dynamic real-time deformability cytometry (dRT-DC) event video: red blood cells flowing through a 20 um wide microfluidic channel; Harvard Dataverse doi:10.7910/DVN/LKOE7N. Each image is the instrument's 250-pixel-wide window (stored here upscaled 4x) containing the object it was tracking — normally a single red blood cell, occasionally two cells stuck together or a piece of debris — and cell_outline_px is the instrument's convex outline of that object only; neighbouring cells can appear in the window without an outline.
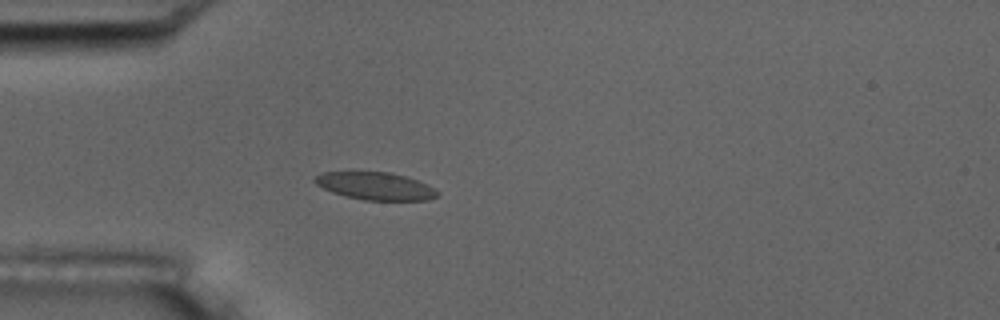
{"species": "common noctule bat (a hibernating species)", "species_latin": "Nyctalus noctula", "temperature_condition": "room temperature", "stored_images_in_passage": 4, "camera_frame_rate_fps": 3000, "um_per_image_px": 0.085, "animal": {"sex": "male", "body_mass_g": 17.5, "forearm_length_mm": 52.3}, "frame": {"image": 1, "passage_image": 4, "time_ms": 3.667, "image_size_px": [1000, 320], "cell_outline_px": [[440, 196], [428, 200], [364, 200], [332, 192], [316, 184], [312, 180], [316, 176], [324, 172], [392, 172], [428, 184], [440, 192]], "centroid_in_image_um": [31.96, 15.81], "position_along_channel_um": 53.0, "area_um2": 19.65}}